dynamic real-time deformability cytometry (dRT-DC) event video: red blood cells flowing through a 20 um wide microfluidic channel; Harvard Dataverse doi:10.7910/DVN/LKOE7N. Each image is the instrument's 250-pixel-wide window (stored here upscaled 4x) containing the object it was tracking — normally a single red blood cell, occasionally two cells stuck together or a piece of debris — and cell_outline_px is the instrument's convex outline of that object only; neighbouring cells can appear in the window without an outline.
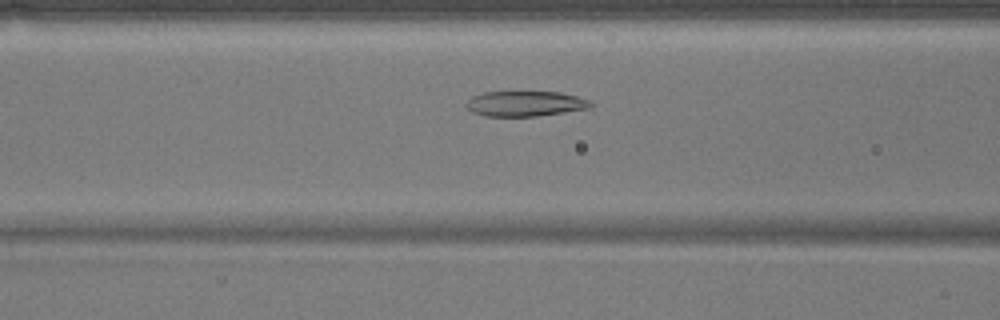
{"species": "common noctule bat (a hibernating species)", "species_latin": "Nyctalus noctula", "temperature_condition": "warm", "stored_images_in_passage": 49, "camera_frame_rate_fps": 3000, "um_per_image_px": 0.085, "animal": {"sex": "male", "body_mass_g": 17.9}, "frame": {"image": 1, "passage_image": 16, "time_ms": 5.0, "image_size_px": [1000, 320], "cell_outline_px": [[592, 108], [536, 116], [484, 116], [472, 112], [464, 104], [472, 96], [484, 92], [512, 88], [560, 92], [576, 96], [588, 100], [592, 104]], "centroid_in_image_um": [44.59, 8.75], "position_along_channel_um": 122.0, "area_um2": 19.36}}
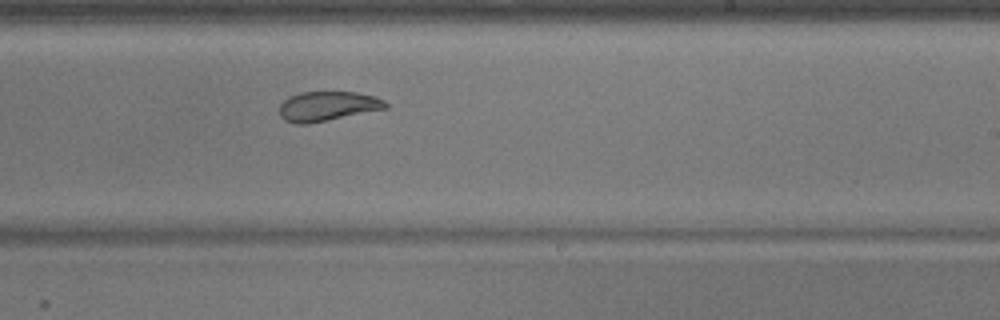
{"frame": {"image": 2, "passage_image": 27, "time_ms": 8.667, "image_size_px": [1000, 320], "cell_outline_px": [[388, 108], [308, 124], [296, 124], [284, 120], [280, 116], [280, 104], [288, 96], [300, 92], [356, 92], [376, 96], [384, 100], [388, 104]], "centroid_in_image_um": [27.84, 9.02], "position_along_channel_um": 261.2, "area_um2": 18.44}}
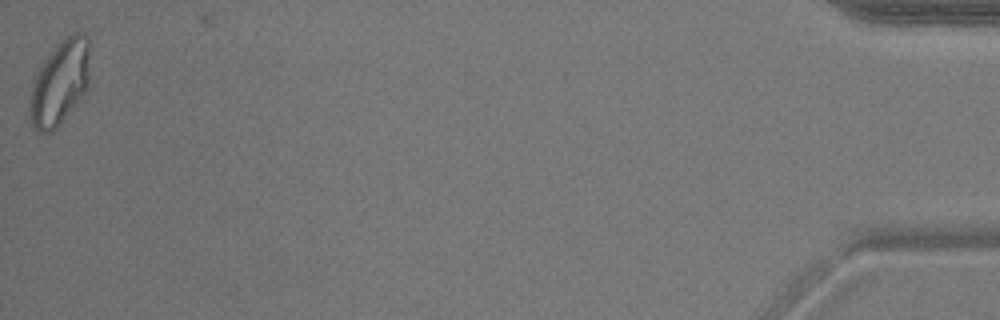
{"frame": {"image": 3, "passage_image": 48, "time_ms": 15.667, "image_size_px": [1000, 320], "cell_outline_px": [[88, 88], [56, 128], [52, 132], [40, 132], [32, 124], [28, 108], [32, 84], [48, 52], [60, 40], [72, 32], [84, 32], [88, 36]], "centroid_in_image_um": [5.08, 6.98], "position_along_channel_um": 430.1, "area_um2": 29.42}, "authors_computed_cell_mechanics": {"area_um2": 21.675, "velocity_mm_per_s": 3.8026, "shape_relaxation_time_tau1_ms": null, "shape_relaxation_time_tau2_ms": 1.9239, "deformation_change_tau1": null, "deformation_change_tau2": 0.0624}}